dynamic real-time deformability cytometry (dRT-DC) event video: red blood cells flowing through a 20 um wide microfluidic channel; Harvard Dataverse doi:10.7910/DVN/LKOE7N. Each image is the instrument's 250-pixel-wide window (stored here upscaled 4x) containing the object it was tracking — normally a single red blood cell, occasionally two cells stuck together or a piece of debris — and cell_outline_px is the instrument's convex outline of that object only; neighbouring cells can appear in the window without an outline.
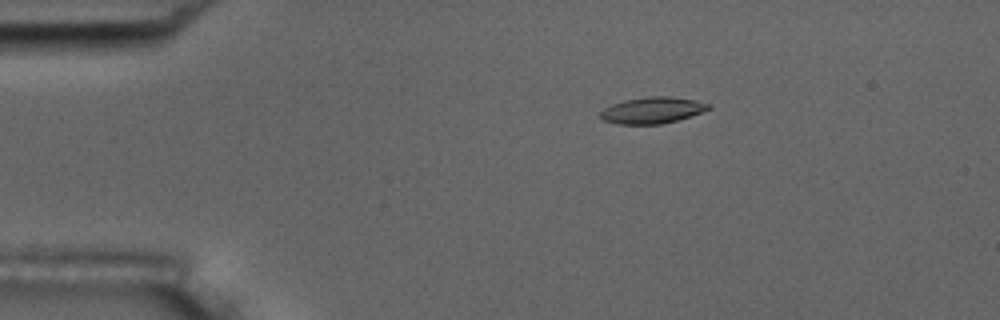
{"species": "common noctule bat (a hibernating species)", "species_latin": "Nyctalus noctula", "temperature_condition": "room temperature", "stored_images_in_passage": 7, "camera_frame_rate_fps": 3000, "um_per_image_px": 0.085, "animal": {"sex": "male", "body_mass_g": 17.5, "forearm_length_mm": 52.3}, "frame": {"image": 1, "passage_image": 3, "time_ms": 2.333, "image_size_px": [1000, 320], "cell_outline_px": [[712, 108], [676, 120], [660, 124], [620, 124], [604, 120], [600, 116], [600, 112], [604, 108], [612, 104], [624, 100], [648, 96], [668, 96], [696, 100], [712, 104]], "centroid_in_image_um": [55.45, 9.36], "position_along_channel_um": 29.5, "area_um2": 16.47}}
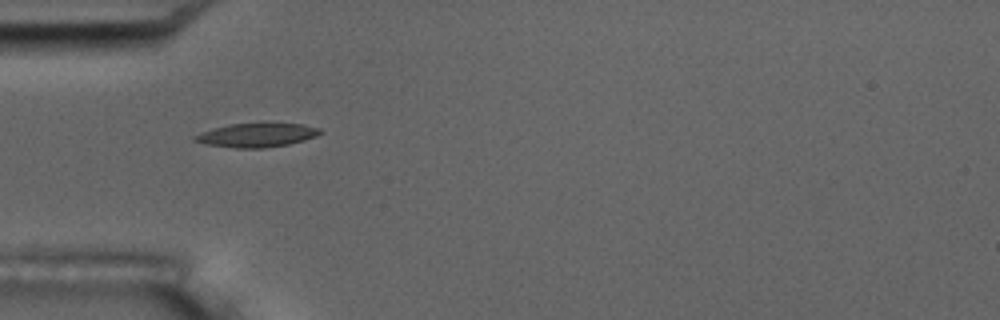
{"frame": {"image": 2, "passage_image": 5, "time_ms": 4.667, "image_size_px": [1000, 320], "cell_outline_px": [[324, 132], [316, 136], [304, 140], [288, 144], [264, 148], [236, 148], [208, 144], [192, 140], [192, 136], [200, 132], [212, 128], [228, 124], [260, 120], [304, 124], [320, 128]], "centroid_in_image_um": [21.85, 11.42], "position_along_channel_um": 63.2, "area_um2": 18.44}}